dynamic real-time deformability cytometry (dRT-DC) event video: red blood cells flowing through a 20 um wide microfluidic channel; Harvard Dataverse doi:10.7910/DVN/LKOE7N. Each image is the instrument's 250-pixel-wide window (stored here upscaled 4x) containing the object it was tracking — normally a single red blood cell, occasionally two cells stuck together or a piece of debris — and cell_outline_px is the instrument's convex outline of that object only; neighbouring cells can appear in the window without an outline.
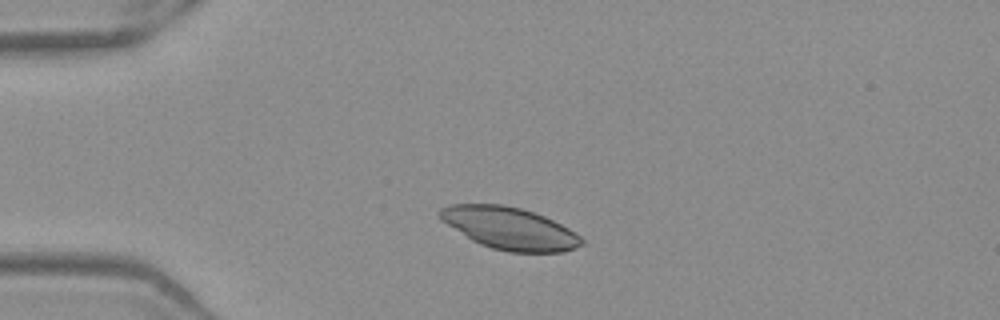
{"species": "Egyptian fruit bat (a non-hibernating species)", "species_latin": "Rousettus aegyptiacus", "temperature_condition": "warm", "stored_images_in_passage": 40, "camera_frame_rate_fps": 3000, "um_per_image_px": 0.085, "frame": {"image": 1, "passage_image": 1, "time_ms": 0.0, "image_size_px": [1000, 320], "cell_outline_px": [[584, 244], [564, 252], [508, 252], [492, 248], [480, 244], [472, 240], [440, 220], [436, 212], [440, 208], [452, 204], [504, 204], [520, 208], [544, 216], [568, 228], [580, 236], [584, 240]], "centroid_in_image_um": [43.29, 19.4], "position_along_channel_um": 41.7, "area_um2": 34.8}}
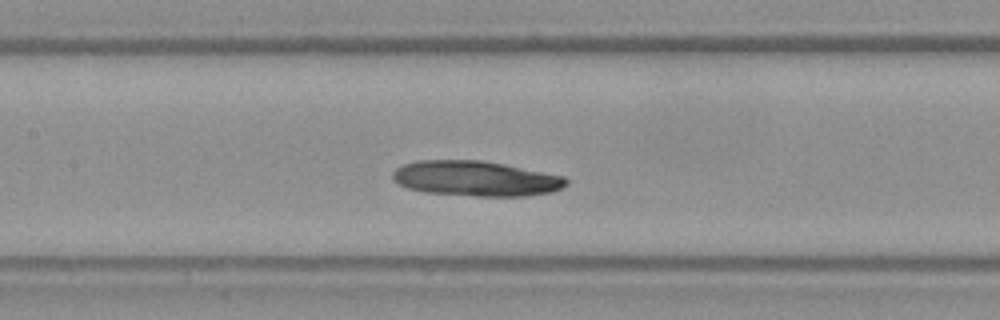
{"frame": {"image": 2, "passage_image": 13, "time_ms": 4.0, "image_size_px": [1000, 320], "cell_outline_px": [[568, 184], [552, 192], [524, 196], [476, 196], [424, 192], [408, 188], [392, 180], [392, 172], [396, 168], [404, 164], [416, 160], [480, 160], [504, 164], [564, 176], [568, 180]], "centroid_in_image_um": [40.42, 15.17], "position_along_channel_um": 167.0, "area_um2": 35.6}}
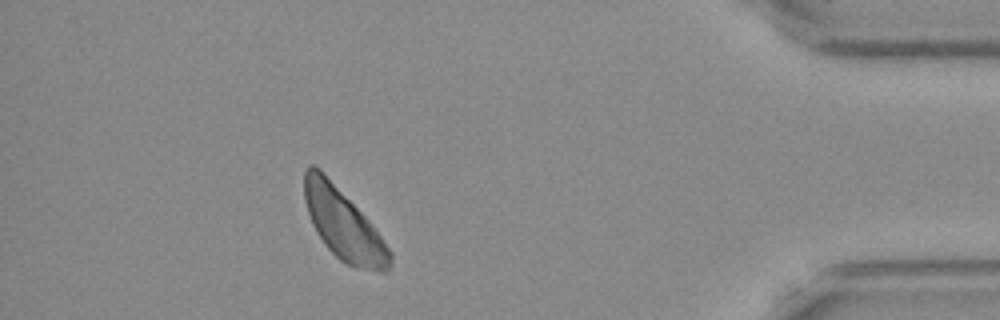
{"frame": {"image": 3, "passage_image": 35, "time_ms": 11.333, "image_size_px": [1000, 320], "cell_outline_px": [[392, 264], [388, 272], [376, 272], [356, 268], [340, 260], [324, 244], [316, 232], [312, 224], [304, 200], [304, 172], [308, 164], [312, 164], [320, 168], [324, 172], [368, 220], [392, 252]], "centroid_in_image_um": [29.19, 19.09], "position_along_channel_um": 406.0, "area_um2": 35.26}}